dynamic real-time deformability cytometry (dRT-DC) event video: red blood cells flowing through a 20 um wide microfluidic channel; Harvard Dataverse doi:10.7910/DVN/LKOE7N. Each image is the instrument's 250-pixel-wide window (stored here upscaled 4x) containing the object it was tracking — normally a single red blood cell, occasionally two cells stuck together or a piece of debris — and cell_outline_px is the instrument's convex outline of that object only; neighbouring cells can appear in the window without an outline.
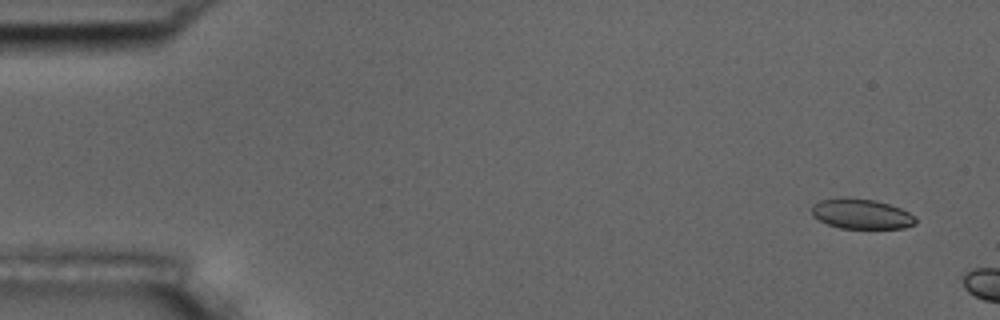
{"species": "common noctule bat (a hibernating species)", "species_latin": "Nyctalus noctula", "temperature_condition": "room temperature", "stored_images_in_passage": 7, "camera_frame_rate_fps": 3000, "um_per_image_px": 0.085, "animal": {"sex": "male", "body_mass_g": 17.5, "forearm_length_mm": 52.3}, "frame": {"image": 1, "passage_image": 4, "time_ms": 1.0, "image_size_px": [1000, 320], "cell_outline_px": [[916, 224], [904, 228], [840, 228], [828, 224], [812, 216], [812, 204], [820, 200], [876, 200], [900, 208], [908, 212], [916, 220]], "centroid_in_image_um": [73.23, 18.22], "position_along_channel_um": 11.8, "area_um2": 17.46}}